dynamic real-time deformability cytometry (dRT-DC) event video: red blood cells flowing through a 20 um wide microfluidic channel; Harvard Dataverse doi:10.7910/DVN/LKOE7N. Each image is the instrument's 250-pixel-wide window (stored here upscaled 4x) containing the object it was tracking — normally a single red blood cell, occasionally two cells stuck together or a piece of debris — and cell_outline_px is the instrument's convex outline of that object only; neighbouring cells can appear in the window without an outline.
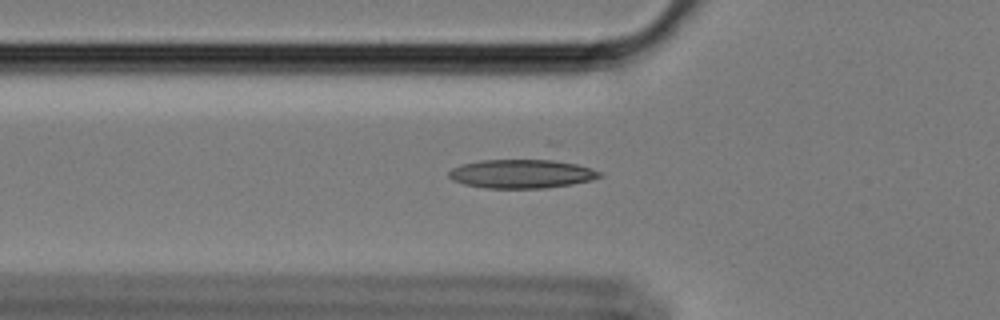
{"species": "Egyptian fruit bat (a non-hibernating species)", "species_latin": "Rousettus aegyptiacus", "temperature_condition": "cold", "stored_images_in_passage": 58, "camera_frame_rate_fps": 3000, "um_per_image_px": 0.085, "animal": {"sex": "female"}, "frame": {"image": 1, "passage_image": 20, "time_ms": 6.333, "image_size_px": [1000, 320], "cell_outline_px": [[604, 176], [592, 180], [572, 184], [544, 188], [484, 188], [464, 184], [452, 180], [448, 176], [448, 172], [452, 168], [464, 164], [480, 160], [540, 156], [544, 156], [576, 164], [604, 172]], "centroid_in_image_um": [44.4, 14.72], "position_along_channel_um": 81.4, "area_um2": 26.65}}
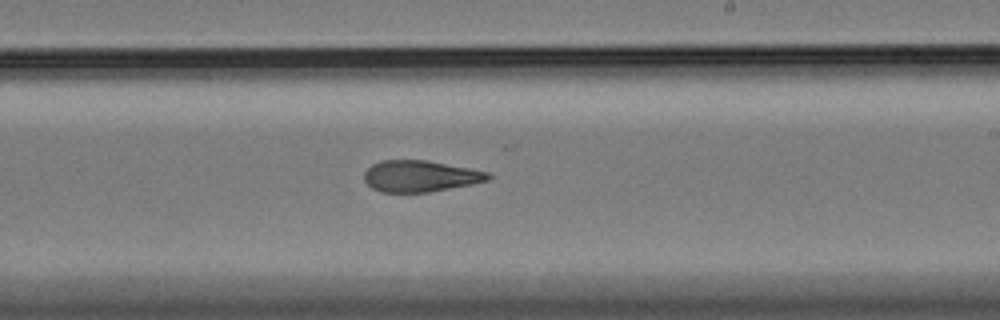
{"frame": {"image": 2, "passage_image": 35, "time_ms": 11.333, "image_size_px": [1000, 320], "cell_outline_px": [[492, 176], [488, 180], [472, 184], [428, 192], [380, 192], [372, 188], [364, 180], [364, 172], [372, 164], [380, 160], [428, 160], [488, 172]], "centroid_in_image_um": [35.69, 14.97], "position_along_channel_um": 253.3, "area_um2": 22.6}}
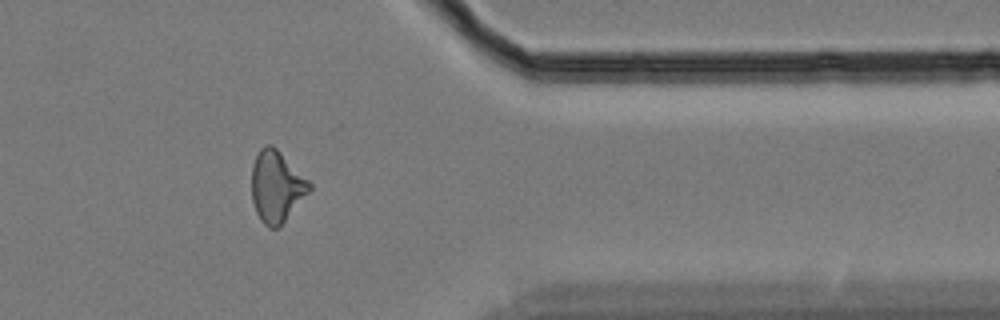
{"frame": {"image": 3, "passage_image": 48, "time_ms": 15.667, "image_size_px": [1000, 320], "cell_outline_px": [[312, 188], [280, 228], [268, 228], [260, 220], [256, 212], [252, 200], [252, 164], [260, 148], [264, 144], [272, 144], [312, 184]], "centroid_in_image_um": [23.49, 15.88], "position_along_channel_um": 387.9, "area_um2": 24.04}}